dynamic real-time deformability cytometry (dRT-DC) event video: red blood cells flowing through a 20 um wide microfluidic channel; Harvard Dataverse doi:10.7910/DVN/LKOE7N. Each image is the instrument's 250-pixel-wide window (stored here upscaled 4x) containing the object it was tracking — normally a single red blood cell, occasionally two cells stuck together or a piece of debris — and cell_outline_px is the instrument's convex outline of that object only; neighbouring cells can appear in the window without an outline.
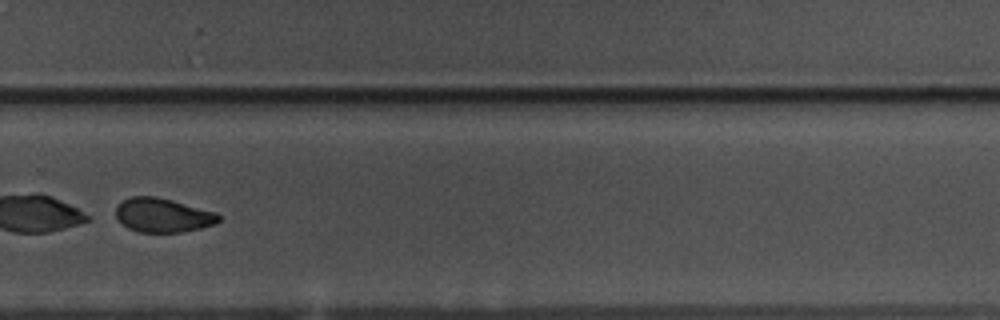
{"species": "common noctule bat (a hibernating species)", "species_latin": "Nyctalus noctula", "temperature_condition": "warm", "stored_images_in_passage": 58, "camera_frame_rate_fps": 3000, "um_per_image_px": 0.085, "animal": {"sex": "male", "body_mass_g": 17.5, "forearm_length_mm": 52.3}, "frame": {"image": 1, "passage_image": 41, "time_ms": 13.333, "image_size_px": [1000, 320], "cell_outline_px": [[220, 220], [216, 224], [200, 228], [180, 232], [140, 232], [128, 228], [120, 224], [116, 216], [116, 208], [124, 200], [132, 196], [156, 196], [172, 200], [216, 212], [220, 216]], "centroid_in_image_um": [13.84, 18.29], "position_along_channel_um": 316.0, "area_um2": 20.4}}